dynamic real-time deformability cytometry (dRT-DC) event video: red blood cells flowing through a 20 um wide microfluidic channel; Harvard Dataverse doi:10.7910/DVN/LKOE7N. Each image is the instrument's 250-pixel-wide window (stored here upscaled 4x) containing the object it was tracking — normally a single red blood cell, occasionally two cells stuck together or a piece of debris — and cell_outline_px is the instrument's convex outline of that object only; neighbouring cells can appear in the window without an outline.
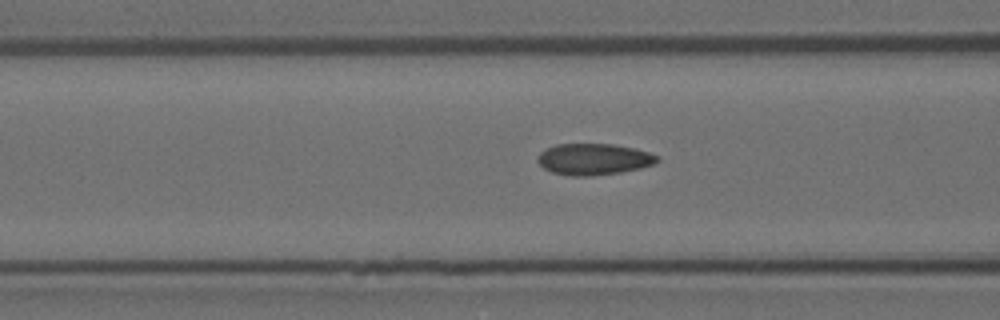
{"species": "Egyptian fruit bat (a non-hibernating species)", "species_latin": "Rousettus aegyptiacus", "temperature_condition": "room temperature", "stored_images_in_passage": 32, "camera_frame_rate_fps": 3000, "um_per_image_px": 0.085, "animal": {"sex": "female"}, "frame": {"image": 1, "passage_image": 10, "time_ms": 3.0, "image_size_px": [1000, 320], "cell_outline_px": [[660, 160], [652, 164], [640, 168], [620, 172], [588, 176], [572, 176], [552, 172], [544, 168], [536, 160], [536, 156], [540, 152], [556, 144], [612, 144], [636, 148], [660, 156]], "centroid_in_image_um": [50.46, 13.52], "position_along_channel_um": 116.1, "area_um2": 21.85}}
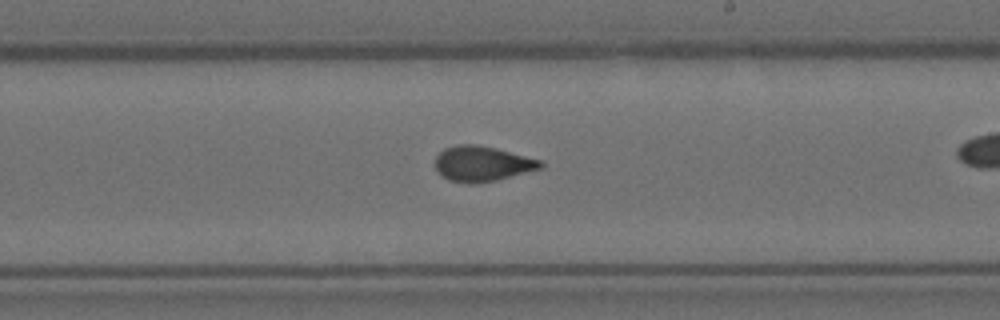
{"frame": {"image": 2, "passage_image": 21, "time_ms": 6.667, "image_size_px": [1000, 320], "cell_outline_px": [[544, 168], [496, 180], [476, 184], [468, 184], [448, 180], [436, 168], [436, 156], [444, 148], [456, 144], [476, 144], [496, 148], [544, 160]], "centroid_in_image_um": [41.04, 13.91], "position_along_channel_um": 248.0, "area_um2": 21.91}}
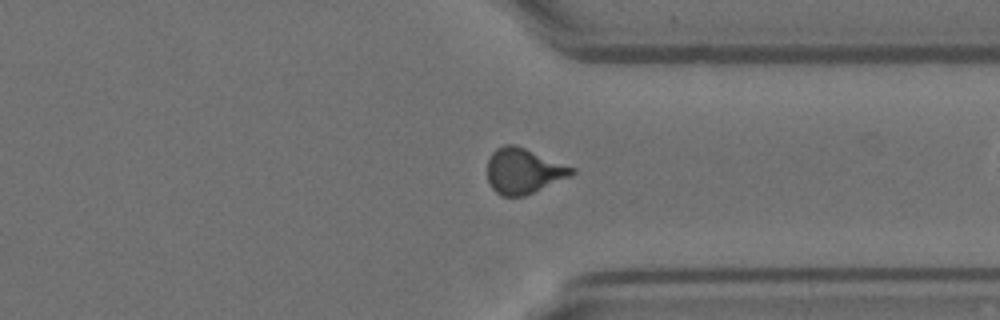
{"frame": {"image": 3, "passage_image": 31, "time_ms": 10.0, "image_size_px": [1000, 320], "cell_outline_px": [[576, 172], [572, 176], [524, 196], [500, 196], [492, 188], [488, 180], [488, 160], [492, 152], [496, 148], [504, 144], [516, 144], [576, 168]], "centroid_in_image_um": [44.52, 14.52], "position_along_channel_um": 366.9, "area_um2": 22.54}}